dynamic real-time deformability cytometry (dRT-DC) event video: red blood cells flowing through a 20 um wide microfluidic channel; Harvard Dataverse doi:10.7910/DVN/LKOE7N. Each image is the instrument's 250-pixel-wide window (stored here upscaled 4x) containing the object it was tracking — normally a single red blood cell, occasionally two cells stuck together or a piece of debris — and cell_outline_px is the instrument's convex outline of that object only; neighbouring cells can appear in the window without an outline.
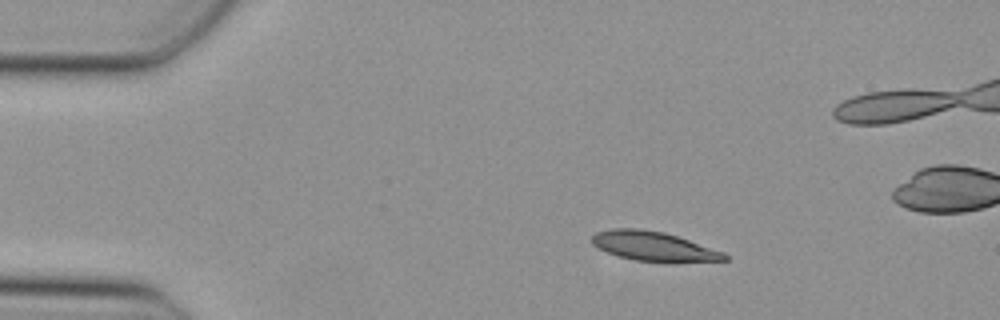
{"species": "Egyptian fruit bat (a non-hibernating species)", "species_latin": "Rousettus aegyptiacus", "temperature_condition": "cold", "stored_images_in_passage": 10, "camera_frame_rate_fps": 3000, "um_per_image_px": 0.085, "animal": {"sex": "female"}, "frame": {"image": 1, "passage_image": 1, "time_ms": 0.0, "image_size_px": [1000, 320], "cell_outline_px": [[728, 260], [636, 260], [620, 256], [608, 252], [592, 244], [592, 236], [596, 232], [612, 228], [640, 228], [664, 232], [724, 252], [728, 256]], "centroid_in_image_um": [55.49, 20.88], "position_along_channel_um": 29.5, "area_um2": 21.73}}